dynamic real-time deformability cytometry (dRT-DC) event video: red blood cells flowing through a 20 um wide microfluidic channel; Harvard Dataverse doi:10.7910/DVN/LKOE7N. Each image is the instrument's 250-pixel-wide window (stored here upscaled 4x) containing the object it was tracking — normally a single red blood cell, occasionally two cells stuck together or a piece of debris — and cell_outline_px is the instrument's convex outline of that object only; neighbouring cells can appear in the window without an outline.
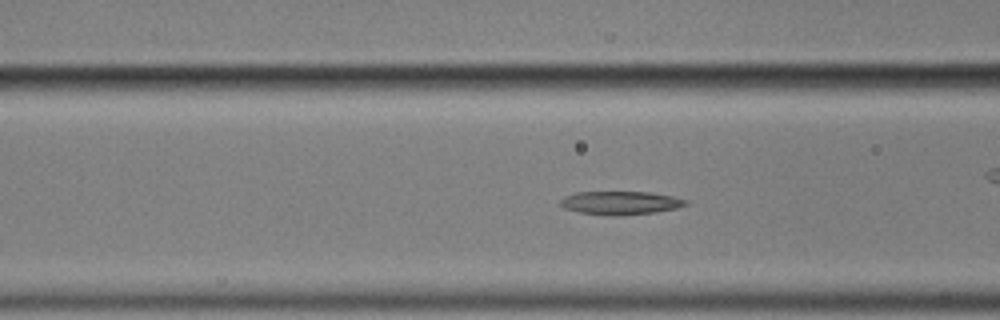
{"species": "common noctule bat (a hibernating species)", "species_latin": "Nyctalus noctula", "temperature_condition": "cold", "stored_images_in_passage": 43, "camera_frame_rate_fps": 3000, "um_per_image_px": 0.085, "animal": {"sex": "male", "body_mass_g": 17.9}, "frame": {"image": 1, "passage_image": 7, "time_ms": 2.0, "image_size_px": [1000, 320], "cell_outline_px": [[688, 204], [676, 208], [656, 212], [620, 216], [616, 216], [580, 212], [564, 208], [560, 204], [560, 200], [564, 196], [576, 192], [648, 192], [672, 196], [688, 200]], "centroid_in_image_um": [52.74, 17.24], "position_along_channel_um": 113.9, "area_um2": 17.05}, "authors_computed_cell_mechanics": {"area_um2": 18.1492, "velocity_mm_per_s": 3.513, "shape_relaxation_time_tau1_ms": null, "shape_relaxation_time_tau2_ms": 5.831, "deformation_change_tau1": null, "deformation_change_tau2": 0.1296}}